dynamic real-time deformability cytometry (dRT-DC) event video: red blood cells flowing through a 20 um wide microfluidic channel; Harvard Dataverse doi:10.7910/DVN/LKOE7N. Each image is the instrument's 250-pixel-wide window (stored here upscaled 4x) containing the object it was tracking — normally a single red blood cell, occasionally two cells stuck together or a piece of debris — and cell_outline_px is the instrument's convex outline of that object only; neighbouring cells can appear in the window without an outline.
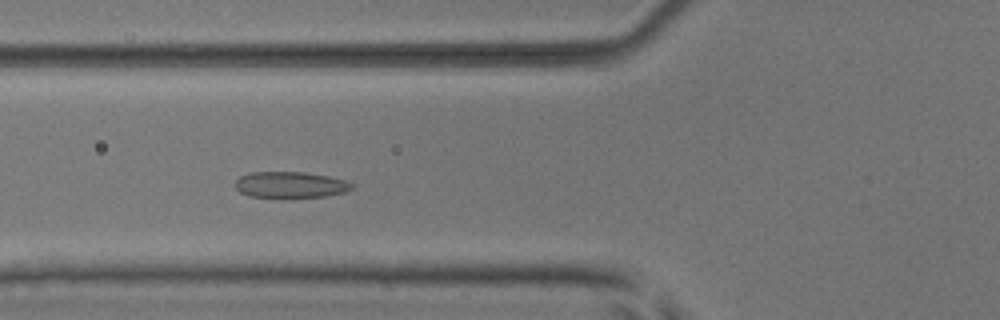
{"species": "common noctule bat (a hibernating species)", "species_latin": "Nyctalus noctula", "temperature_condition": "room temperature", "stored_images_in_passage": 7, "camera_frame_rate_fps": 3000, "um_per_image_px": 0.085, "animal": {"sex": "male", "body_mass_g": 17.9, "forearm_length_mm": 54.2}, "frame": {"image": 1, "passage_image": 6, "time_ms": 1.667, "image_size_px": [1000, 320], "cell_outline_px": [[356, 184], [352, 188], [344, 192], [324, 196], [248, 196], [240, 192], [236, 188], [236, 180], [240, 176], [248, 172], [304, 172], [328, 176], [344, 180]], "centroid_in_image_um": [24.68, 15.68], "position_along_channel_um": 101.1, "area_um2": 17.4}}
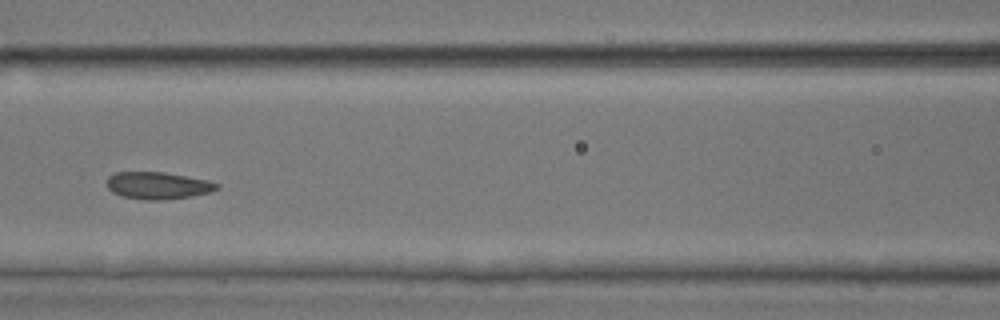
{"frame": {"image": 2, "passage_image": 7, "time_ms": 2.0, "image_size_px": [1000, 320], "cell_outline_px": [[220, 188], [212, 192], [192, 196], [160, 200], [144, 200], [124, 196], [112, 192], [108, 188], [108, 176], [116, 172], [164, 172], [204, 180], [220, 184]], "centroid_in_image_um": [13.43, 15.77], "position_along_channel_um": 153.2, "area_um2": 17.22}}